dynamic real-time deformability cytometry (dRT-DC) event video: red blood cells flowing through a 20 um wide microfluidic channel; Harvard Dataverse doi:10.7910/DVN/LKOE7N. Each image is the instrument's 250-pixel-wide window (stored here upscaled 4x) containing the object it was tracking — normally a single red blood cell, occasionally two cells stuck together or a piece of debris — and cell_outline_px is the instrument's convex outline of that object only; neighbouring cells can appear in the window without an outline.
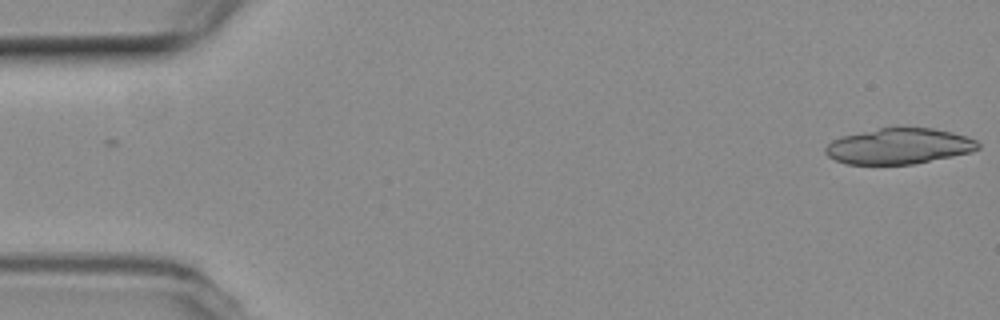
{"species": "common noctule bat (a hibernating species)", "species_latin": "Nyctalus noctula", "temperature_condition": "room temperature", "stored_images_in_passage": 20, "camera_frame_rate_fps": 3000, "um_per_image_px": 0.085, "animal": {"sex": "female", "body_mass_g": 19.3, "forearm_length_mm": 54.1}, "frame": {"image": 1, "passage_image": 1, "time_ms": 0.0, "image_size_px": [1000, 320], "cell_outline_px": [[980, 148], [972, 152], [912, 164], [848, 164], [836, 160], [828, 156], [824, 152], [824, 148], [832, 140], [840, 136], [880, 128], [932, 128], [952, 132], [976, 140], [980, 144]], "centroid_in_image_um": [76.4, 12.42], "position_along_channel_um": 8.6, "area_um2": 31.62}}
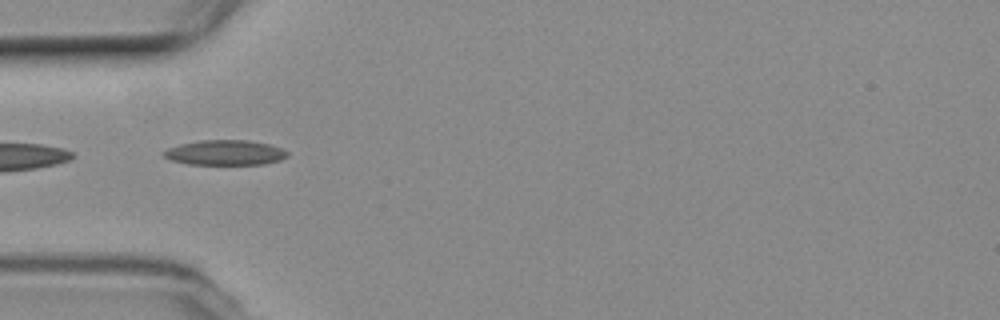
{"frame": {"image": 2, "passage_image": 17, "time_ms": 5.333, "image_size_px": [1000, 320], "cell_outline_px": [[288, 156], [280, 160], [264, 164], [188, 164], [172, 160], [164, 156], [164, 152], [168, 148], [180, 144], [200, 140], [248, 140], [268, 144], [280, 148], [288, 152]], "centroid_in_image_um": [19.15, 12.97], "position_along_channel_um": 65.9, "area_um2": 17.86}}